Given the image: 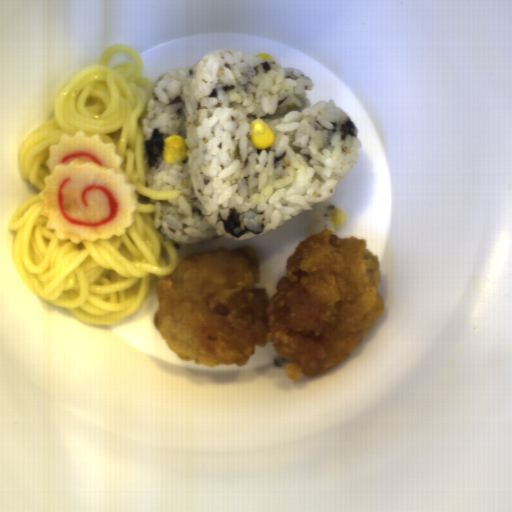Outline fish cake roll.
I'll list each match as a JSON object with an SVG mask.
<instances>
[{
    "label": "fish cake roll",
    "instance_id": "obj_1",
    "mask_svg": "<svg viewBox=\"0 0 512 512\" xmlns=\"http://www.w3.org/2000/svg\"><path fill=\"white\" fill-rule=\"evenodd\" d=\"M48 152L50 174L42 178L44 188L38 195L46 228L76 244L125 235V227L135 222L132 213L139 202L115 143L80 129L74 136L62 134Z\"/></svg>",
    "mask_w": 512,
    "mask_h": 512
}]
</instances>
